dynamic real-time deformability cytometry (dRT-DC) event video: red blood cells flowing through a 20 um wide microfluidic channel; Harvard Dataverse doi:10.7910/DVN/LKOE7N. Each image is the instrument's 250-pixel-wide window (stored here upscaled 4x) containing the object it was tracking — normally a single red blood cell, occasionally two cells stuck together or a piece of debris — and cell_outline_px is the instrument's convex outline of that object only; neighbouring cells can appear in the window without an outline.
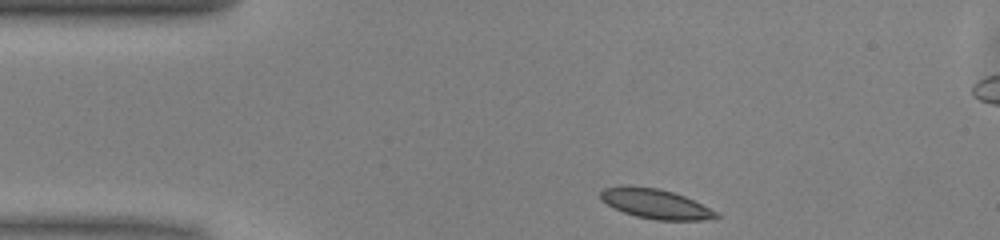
{"species": "common noctule bat (a hibernating species)", "species_latin": "Nyctalus noctula", "temperature_condition": "warm", "stored_images_in_passage": 43, "camera_frame_rate_fps": 3000, "um_per_image_px": 0.085, "animal": {"sex": "male", "body_mass_g": 13.0, "forearm_length_mm": 53.1}, "frame": {"image": 1, "passage_image": 1, "time_ms": 0.0, "image_size_px": [1000, 240], "cell_outline_px": [[720, 216], [704, 220], [656, 220], [636, 216], [624, 212], [600, 200], [600, 192], [604, 188], [620, 184], [628, 184], [660, 188], [684, 196], [716, 212]], "centroid_in_image_um": [55.64, 17.29], "position_along_channel_um": 29.4, "area_um2": 20.0}}
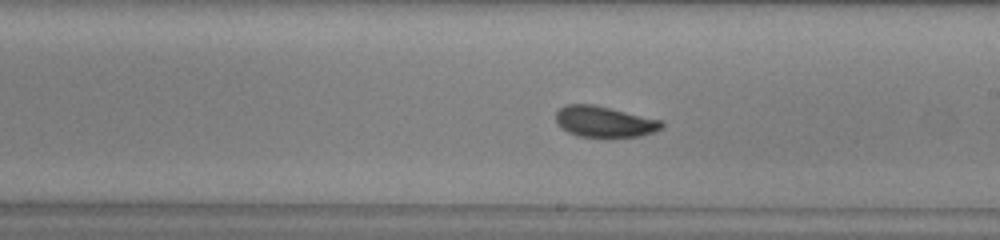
{"frame": {"image": 2, "passage_image": 20, "time_ms": 6.333, "image_size_px": [1000, 240], "cell_outline_px": [[664, 128], [640, 136], [580, 136], [568, 132], [560, 128], [556, 124], [556, 112], [564, 104], [592, 104], [664, 120]], "centroid_in_image_um": [51.37, 10.33], "position_along_channel_um": 237.6, "area_um2": 19.07}}
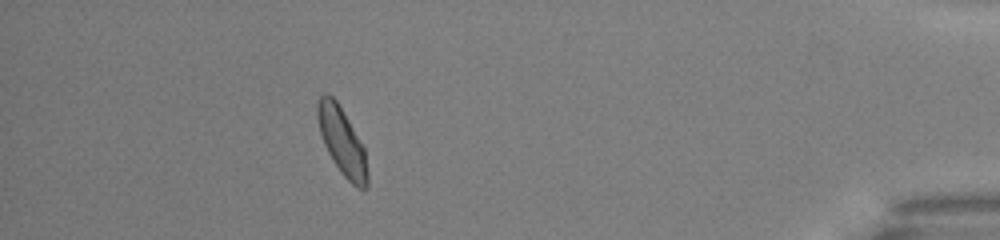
{"frame": {"image": 3, "passage_image": 37, "time_ms": 12.0, "image_size_px": [1000, 240], "cell_outline_px": [[368, 184], [364, 188], [356, 188], [340, 172], [332, 160], [324, 144], [320, 132], [316, 116], [316, 104], [320, 96], [324, 92], [328, 92], [336, 100], [348, 120], [364, 148], [368, 172]], "centroid_in_image_um": [29.05, 12.0], "position_along_channel_um": 406.2, "area_um2": 19.54}, "authors_computed_cell_mechanics": {"area_um2": 19.5364, "velocity_mm_per_s": 4.0332, "shape_relaxation_time_tau1_ms": 2.9352, "shape_relaxation_time_tau2_ms": 1.7264, "deformation_change_tau1": 0.0909, "deformation_change_tau2": 0.0461}}